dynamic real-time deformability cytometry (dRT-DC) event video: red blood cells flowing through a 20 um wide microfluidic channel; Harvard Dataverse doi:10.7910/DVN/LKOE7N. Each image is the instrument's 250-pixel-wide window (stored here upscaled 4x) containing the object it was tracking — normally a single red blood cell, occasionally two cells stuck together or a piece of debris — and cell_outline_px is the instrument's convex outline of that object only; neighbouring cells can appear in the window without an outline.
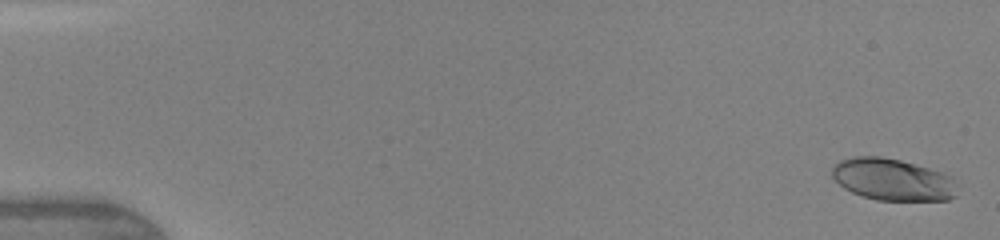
{"species": "human", "species_latin": "Homo sapiens", "temperature_condition": "warm", "stored_images_in_passage": 46, "camera_frame_rate_fps": 3000, "um_per_image_px": 0.085, "donor": {"sex": "female"}, "frame": {"image": 1, "passage_image": 1, "time_ms": 0.0, "image_size_px": [1000, 240], "cell_outline_px": [[956, 196], [948, 200], [876, 200], [852, 192], [844, 188], [832, 176], [832, 168], [840, 160], [852, 156], [880, 156], [900, 160], [944, 172], [952, 176]], "centroid_in_image_um": [75.87, 15.25], "position_along_channel_um": 9.1, "area_um2": 30.46}}
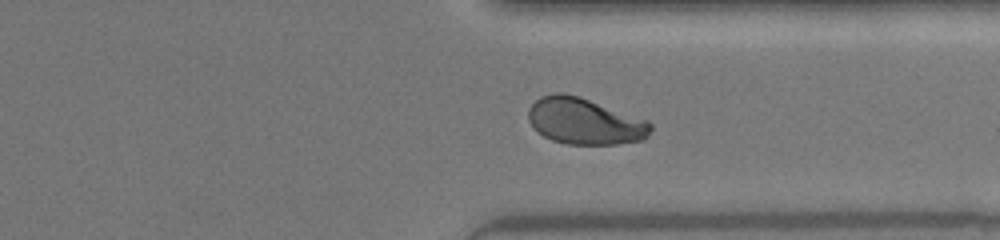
{"frame": {"image": 2, "passage_image": 36, "time_ms": 11.667, "image_size_px": [1000, 240], "cell_outline_px": [[652, 128], [648, 136], [644, 140], [616, 144], [568, 144], [552, 140], [536, 132], [528, 120], [528, 108], [540, 96], [552, 92], [564, 92], [580, 96], [648, 120], [652, 124]], "centroid_in_image_um": [49.69, 10.29], "position_along_channel_um": 361.7, "area_um2": 33.47}}
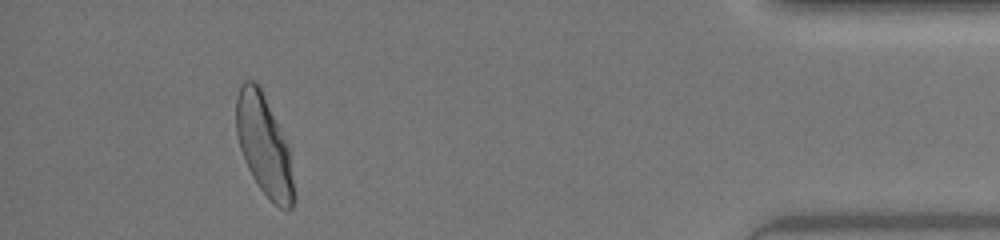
{"frame": {"image": 3, "passage_image": 43, "time_ms": 14.0, "image_size_px": [1000, 240], "cell_outline_px": [[292, 208], [288, 212], [280, 208], [260, 188], [252, 176], [244, 160], [240, 148], [236, 132], [236, 96], [240, 84], [244, 80], [256, 80], [288, 144], [292, 180]], "centroid_in_image_um": [22.4, 12.3], "position_along_channel_um": 412.8, "area_um2": 33.06}, "authors_computed_cell_mechanics": {"area_um2": 32.5703, "velocity_mm_per_s": 4.3756, "shape_relaxation_time_tau1_ms": 2.81, "shape_relaxation_time_tau2_ms": 0.7158, "deformation_change_tau1": 0.1845, "deformation_change_tau2": 0.0562}}